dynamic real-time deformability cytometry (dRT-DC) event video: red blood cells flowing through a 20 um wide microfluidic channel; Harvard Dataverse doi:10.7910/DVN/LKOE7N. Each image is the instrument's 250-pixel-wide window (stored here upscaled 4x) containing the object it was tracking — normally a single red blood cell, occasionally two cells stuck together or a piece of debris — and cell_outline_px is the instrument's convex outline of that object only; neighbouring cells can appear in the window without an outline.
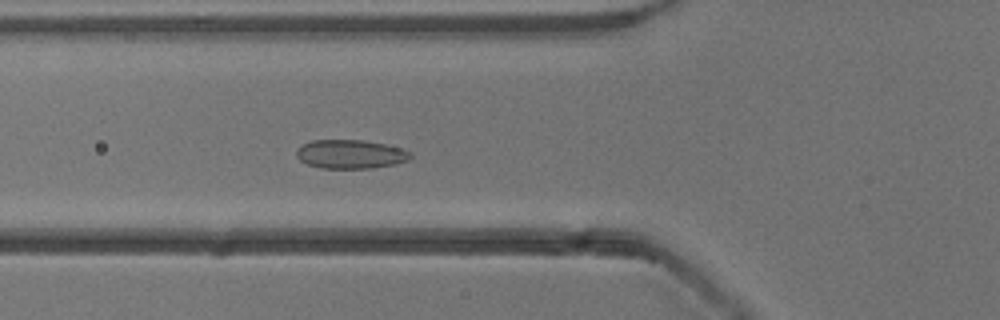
{"species": "common noctule bat (a hibernating species)", "species_latin": "Nyctalus noctula", "temperature_condition": "cold", "stored_images_in_passage": 50, "camera_frame_rate_fps": 3000, "um_per_image_px": 0.085, "animal": {"sex": "male", "body_mass_g": 13.3}, "frame": {"image": 1, "passage_image": 16, "time_ms": 5.0, "image_size_px": [1000, 320], "cell_outline_px": [[412, 156], [408, 160], [396, 164], [372, 168], [320, 168], [308, 164], [300, 160], [296, 156], [296, 148], [300, 144], [312, 140], [364, 140], [384, 144], [400, 148], [412, 152]], "centroid_in_image_um": [29.77, 13.1], "position_along_channel_um": 96.0, "area_um2": 19.31}}
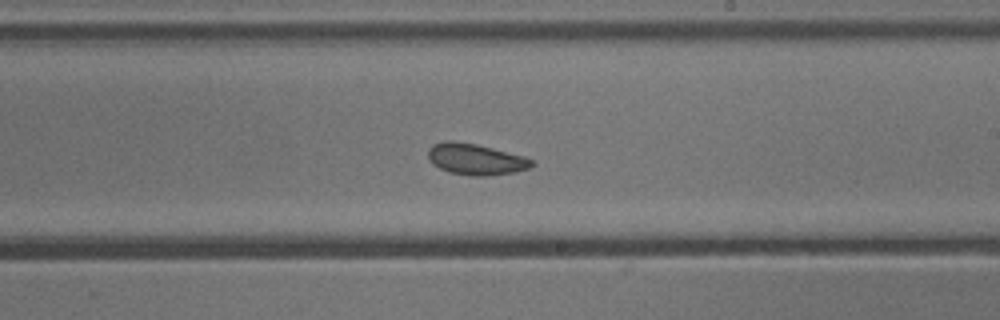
{"frame": {"image": 2, "passage_image": 28, "time_ms": 9.0, "image_size_px": [1000, 320], "cell_outline_px": [[536, 164], [528, 168], [516, 172], [488, 176], [472, 176], [448, 172], [432, 164], [428, 156], [428, 148], [432, 144], [444, 140], [452, 140], [476, 144], [524, 156], [532, 160]], "centroid_in_image_um": [40.41, 13.53], "position_along_channel_um": 248.6, "area_um2": 19.02}}
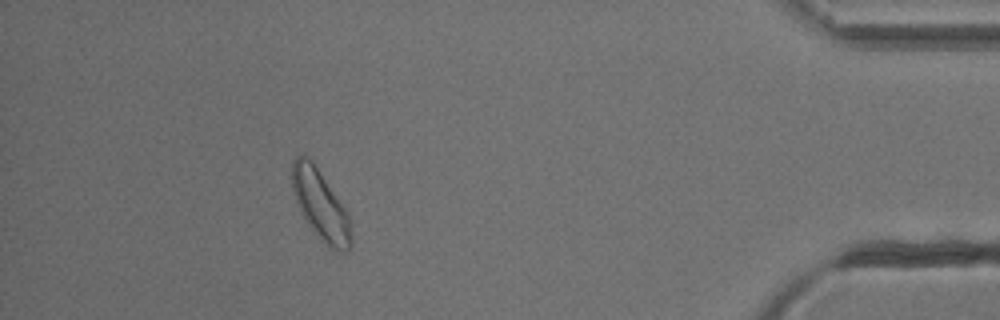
{"frame": {"image": 3, "passage_image": 45, "time_ms": 14.667, "image_size_px": [1000, 320], "cell_outline_px": [[352, 244], [348, 252], [332, 252], [320, 240], [308, 224], [292, 192], [292, 160], [296, 156], [304, 156], [312, 160], [348, 212], [352, 228]], "centroid_in_image_um": [27.29, 17.5], "position_along_channel_um": 407.9, "area_um2": 24.33}, "authors_computed_cell_mechanics": {"area_um2": 20.0855, "velocity_mm_per_s": 3.8075, "shape_relaxation_time_tau1_ms": 6.4504, "shape_relaxation_time_tau2_ms": 2.5793, "deformation_change_tau1": 0.0803, "deformation_change_tau2": 0.0517}}